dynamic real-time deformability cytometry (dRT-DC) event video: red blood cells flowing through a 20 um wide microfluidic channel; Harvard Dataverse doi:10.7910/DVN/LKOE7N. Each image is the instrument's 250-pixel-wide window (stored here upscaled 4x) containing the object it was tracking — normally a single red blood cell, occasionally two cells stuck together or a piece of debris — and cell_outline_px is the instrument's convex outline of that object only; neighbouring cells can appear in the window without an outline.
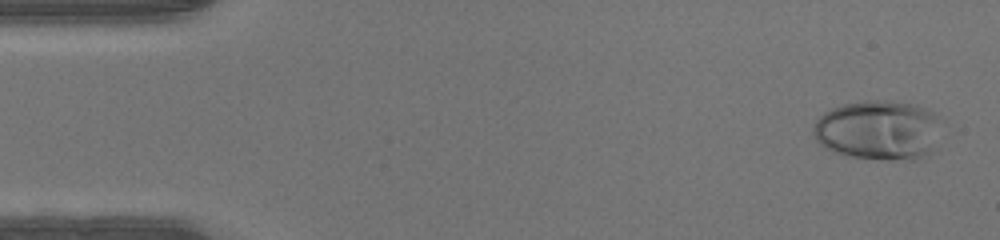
{"species": "human", "species_latin": "Homo sapiens", "temperature_condition": "warm", "stored_images_in_passage": 47, "camera_frame_rate_fps": 3000, "um_per_image_px": 0.085, "donor": {"sex": "male"}, "frame": {"image": 1, "passage_image": 2, "time_ms": 0.333, "image_size_px": [1000, 240], "cell_outline_px": [[940, 116], [932, 148], [920, 156], [912, 160], [888, 160], [852, 156], [832, 152], [820, 144], [816, 140], [812, 132], [812, 128], [816, 120], [824, 112], [832, 108], [844, 104], [864, 100], [880, 100], [916, 104]], "centroid_in_image_um": [74.59, 11.04], "position_along_channel_um": 10.4, "area_um2": 44.16}}
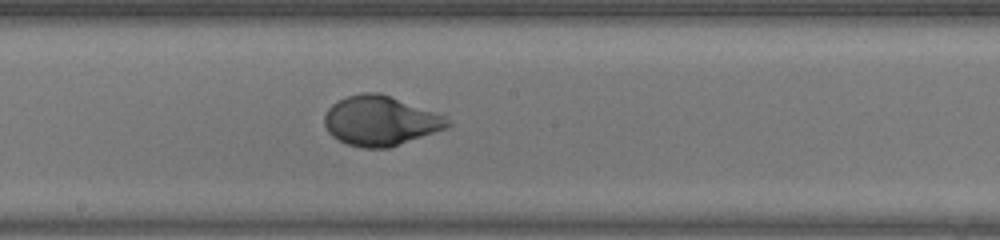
{"frame": {"image": 2, "passage_image": 25, "time_ms": 8.0, "image_size_px": [1000, 240], "cell_outline_px": [[452, 124], [448, 128], [388, 148], [364, 148], [348, 144], [332, 136], [328, 132], [324, 124], [324, 116], [328, 108], [332, 104], [348, 96], [364, 92], [380, 92], [444, 116]], "centroid_in_image_um": [32.32, 10.27], "position_along_channel_um": 215.9, "area_um2": 35.37}}
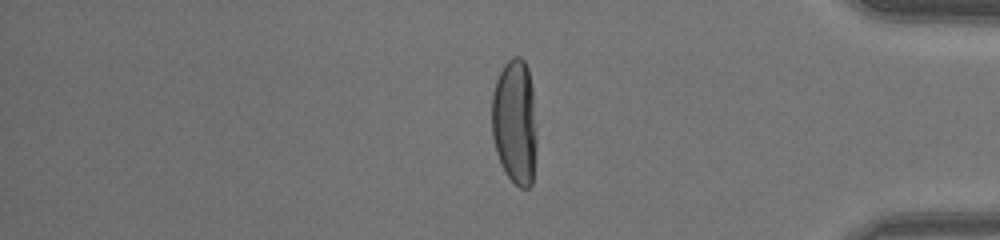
{"frame": {"image": 3, "passage_image": 39, "time_ms": 12.667, "image_size_px": [1000, 240], "cell_outline_px": [[536, 144], [532, 184], [528, 188], [520, 188], [504, 172], [496, 152], [492, 136], [492, 92], [496, 80], [504, 64], [512, 56], [520, 56], [524, 60], [528, 68], [532, 88], [536, 124]], "centroid_in_image_um": [43.76, 10.35], "position_along_channel_um": 391.4, "area_um2": 33.12}}